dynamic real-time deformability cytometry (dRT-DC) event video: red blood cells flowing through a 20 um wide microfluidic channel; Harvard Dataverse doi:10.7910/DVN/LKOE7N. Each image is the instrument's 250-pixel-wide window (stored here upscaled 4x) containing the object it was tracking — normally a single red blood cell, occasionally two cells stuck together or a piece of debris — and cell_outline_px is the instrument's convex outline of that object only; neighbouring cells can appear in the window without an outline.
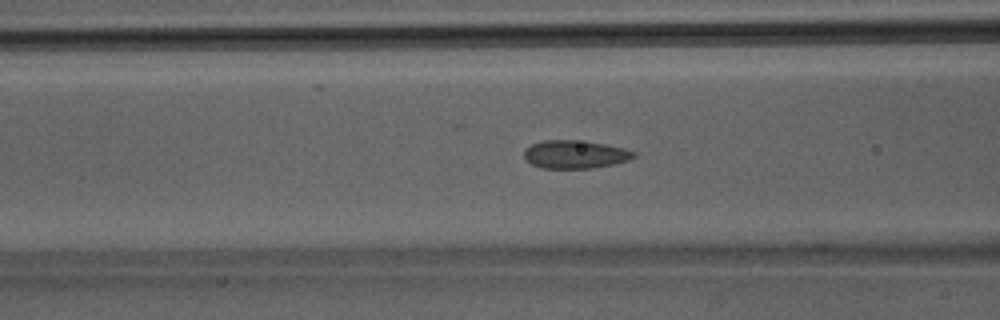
{"species": "Egyptian fruit bat (a non-hibernating species)", "species_latin": "Rousettus aegyptiacus", "temperature_condition": "room temperature", "stored_images_in_passage": 30, "segment_of_instrument_passage": [1, 2], "camera_frame_rate_fps": 3000, "um_per_image_px": 0.085, "animal": {"sex": "male"}, "frame": {"image": 1, "passage_image": 5, "time_ms": 1.333, "image_size_px": [1000, 320], "cell_outline_px": [[636, 156], [628, 160], [612, 164], [592, 168], [544, 168], [532, 164], [524, 156], [524, 152], [532, 144], [540, 140], [576, 140], [604, 144], [624, 148], [636, 152]], "centroid_in_image_um": [48.9, 13.11], "position_along_channel_um": 117.7, "area_um2": 17.74}}
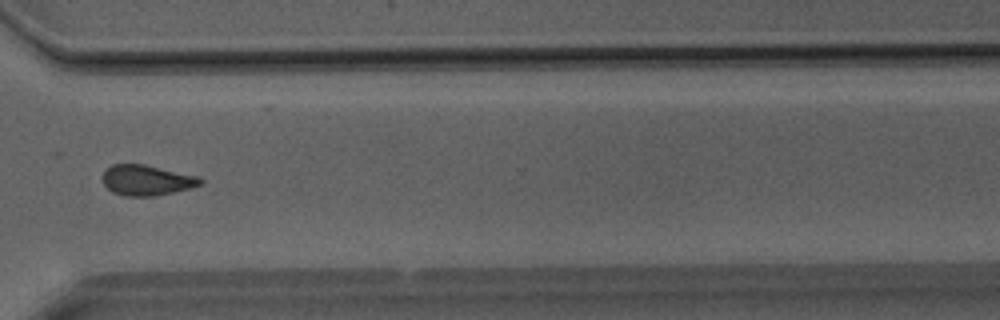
{"frame": {"image": 2, "passage_image": 19, "time_ms": 6.0, "image_size_px": [1000, 320], "cell_outline_px": [[204, 180], [200, 184], [192, 188], [152, 196], [124, 196], [112, 192], [104, 184], [104, 172], [112, 164], [144, 164], [200, 176]], "centroid_in_image_um": [12.5, 15.31], "position_along_channel_um": 358.1, "area_um2": 17.28}}
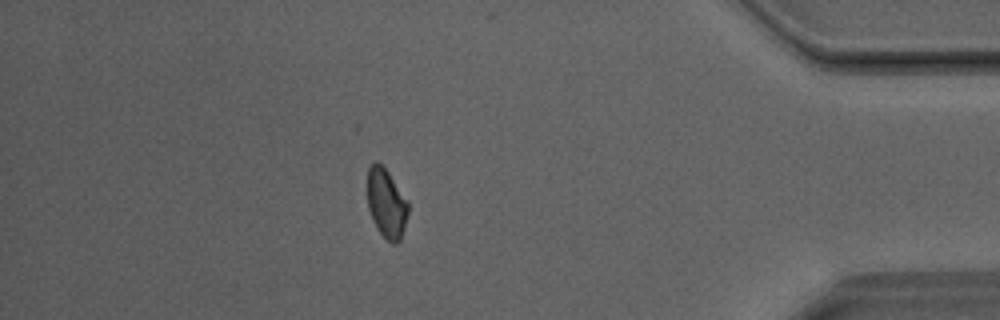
{"frame": {"image": 3, "passage_image": 24, "time_ms": 7.667, "image_size_px": [1000, 320], "cell_outline_px": [[408, 212], [404, 228], [400, 240], [396, 244], [392, 244], [380, 232], [372, 220], [368, 208], [368, 168], [376, 160], [388, 172], [408, 200]], "centroid_in_image_um": [32.85, 17.29], "position_along_channel_um": 402.3, "area_um2": 16.3}}